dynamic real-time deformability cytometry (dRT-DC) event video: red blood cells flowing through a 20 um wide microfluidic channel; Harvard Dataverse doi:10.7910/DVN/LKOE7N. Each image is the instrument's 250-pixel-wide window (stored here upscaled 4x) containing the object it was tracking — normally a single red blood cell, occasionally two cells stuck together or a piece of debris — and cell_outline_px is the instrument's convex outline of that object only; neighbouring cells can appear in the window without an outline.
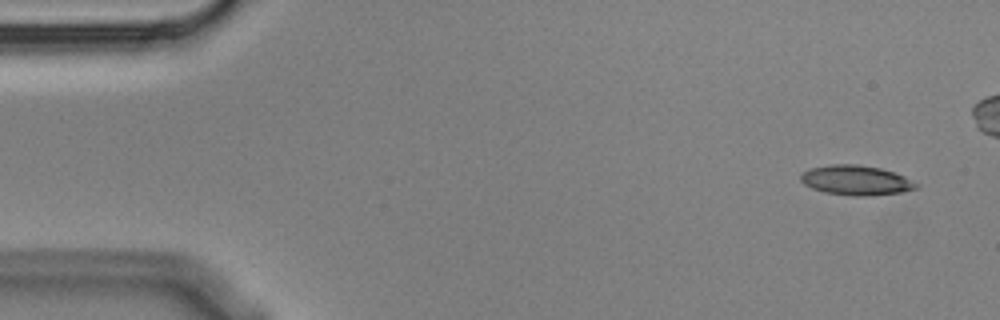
{"species": "Egyptian fruit bat (a non-hibernating species)", "species_latin": "Rousettus aegyptiacus", "temperature_condition": "cold", "stored_images_in_passage": 6, "segment_of_instrument_passage": [1, 2], "camera_frame_rate_fps": 3000, "um_per_image_px": 0.085, "animal": {"sex": "male"}, "frame": {"image": 1, "passage_image": 1, "time_ms": 0.0, "image_size_px": [1000, 320], "cell_outline_px": [[920, 184], [916, 188], [900, 192], [864, 196], [852, 196], [824, 192], [812, 188], [804, 184], [800, 180], [800, 176], [804, 172], [812, 168], [832, 164], [856, 164], [880, 168], [904, 176]], "centroid_in_image_um": [72.76, 15.32], "position_along_channel_um": 12.2, "area_um2": 19.83}}